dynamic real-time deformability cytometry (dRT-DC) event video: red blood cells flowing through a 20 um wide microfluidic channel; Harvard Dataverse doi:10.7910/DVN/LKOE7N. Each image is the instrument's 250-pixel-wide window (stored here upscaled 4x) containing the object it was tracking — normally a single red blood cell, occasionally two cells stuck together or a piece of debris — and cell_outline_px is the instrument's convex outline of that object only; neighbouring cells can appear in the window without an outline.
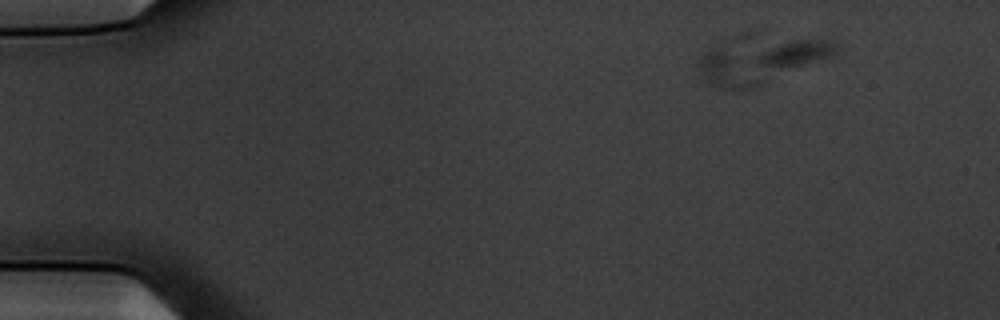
{"species": "common noctule bat (a hibernating species)", "species_latin": "Nyctalus noctula", "temperature_condition": "warm", "stored_images_in_passage": 50, "camera_frame_rate_fps": 3000, "um_per_image_px": 0.085, "animal": {"sex": "male", "body_mass_g": 20.1, "forearm_length_mm": 53.5}, "frame": {"image": 1, "passage_image": 1, "time_ms": 0.0, "image_size_px": [1000, 320], "cell_outline_px": [[836, 48], [828, 56], [804, 64], [764, 68], [756, 64], [756, 56], [772, 48], [792, 40], [824, 40], [836, 44]], "centroid_in_image_um": [67.6, 4.53], "position_along_channel_um": 17.4, "area_um2": 11.04}}